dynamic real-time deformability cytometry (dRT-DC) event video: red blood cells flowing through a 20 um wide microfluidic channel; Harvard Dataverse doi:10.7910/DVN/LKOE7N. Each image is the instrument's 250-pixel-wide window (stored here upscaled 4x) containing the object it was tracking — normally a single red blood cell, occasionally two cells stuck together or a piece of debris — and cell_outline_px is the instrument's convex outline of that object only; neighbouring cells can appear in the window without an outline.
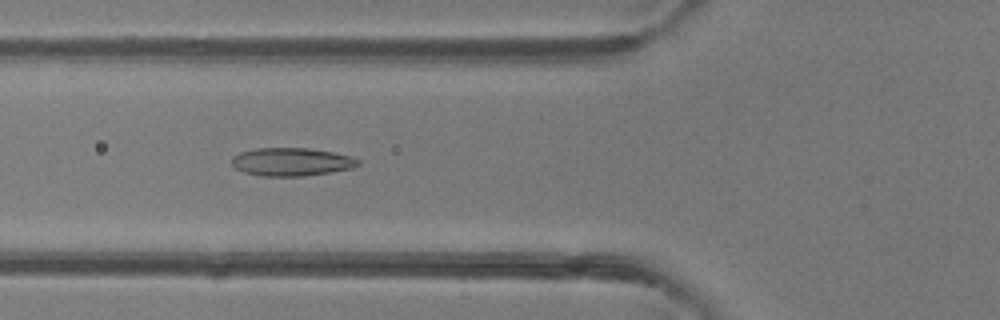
{"species": "common noctule bat (a hibernating species)", "species_latin": "Nyctalus noctula", "temperature_condition": "room temperature", "stored_images_in_passage": 50, "camera_frame_rate_fps": 3000, "um_per_image_px": 0.085, "animal": {"sex": "female"}, "frame": {"image": 1, "passage_image": 19, "time_ms": 6.0, "image_size_px": [1000, 320], "cell_outline_px": [[360, 164], [352, 168], [332, 172], [304, 176], [260, 176], [244, 172], [236, 168], [232, 164], [232, 156], [240, 152], [256, 148], [308, 148], [332, 152], [352, 156], [360, 160]], "centroid_in_image_um": [24.79, 13.76], "position_along_channel_um": 101.0, "area_um2": 20.81}}
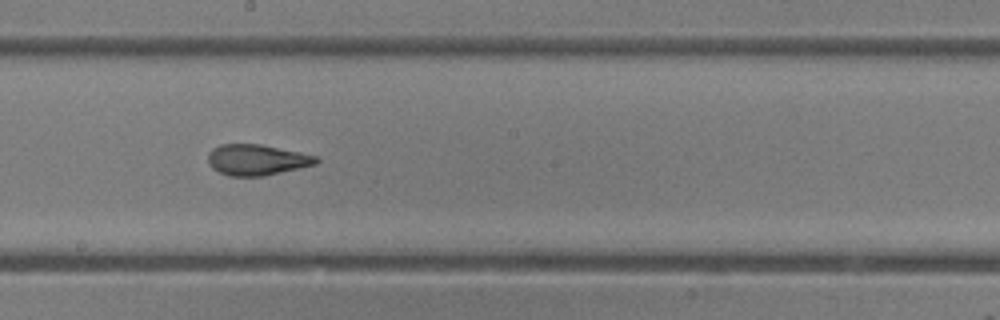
{"frame": {"image": 2, "passage_image": 28, "time_ms": 9.0, "image_size_px": [1000, 320], "cell_outline_px": [[320, 160], [316, 164], [300, 168], [264, 176], [228, 176], [212, 168], [208, 164], [208, 152], [212, 148], [220, 144], [260, 144], [320, 156]], "centroid_in_image_um": [21.84, 13.58], "position_along_channel_um": 226.4, "area_um2": 19.65}}
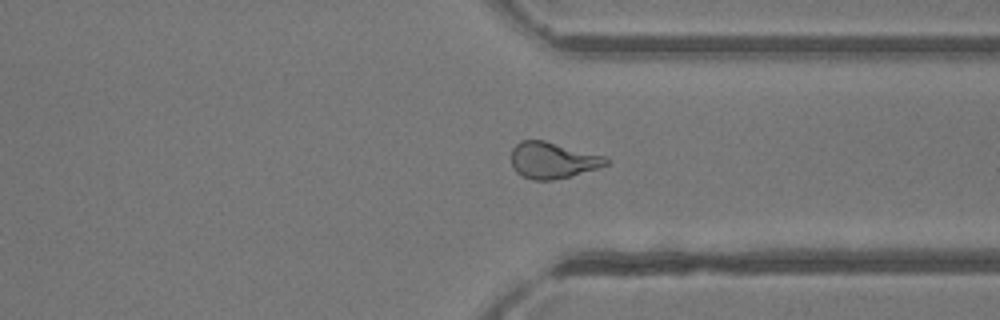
{"frame": {"image": 3, "passage_image": 38, "time_ms": 12.333, "image_size_px": [1000, 320], "cell_outline_px": [[608, 164], [596, 168], [568, 176], [552, 180], [532, 180], [520, 176], [512, 168], [512, 148], [520, 140], [544, 140], [608, 156]], "centroid_in_image_um": [46.96, 13.61], "position_along_channel_um": 364.4, "area_um2": 20.11}, "authors_computed_cell_mechanics": {"area_um2": 20.9525, "velocity_mm_per_s": 4.1558, "shape_relaxation_time_tau1_ms": 5.5925, "shape_relaxation_time_tau2_ms": 1.4371, "deformation_change_tau1": 0.165, "deformation_change_tau2": 0.0765}}